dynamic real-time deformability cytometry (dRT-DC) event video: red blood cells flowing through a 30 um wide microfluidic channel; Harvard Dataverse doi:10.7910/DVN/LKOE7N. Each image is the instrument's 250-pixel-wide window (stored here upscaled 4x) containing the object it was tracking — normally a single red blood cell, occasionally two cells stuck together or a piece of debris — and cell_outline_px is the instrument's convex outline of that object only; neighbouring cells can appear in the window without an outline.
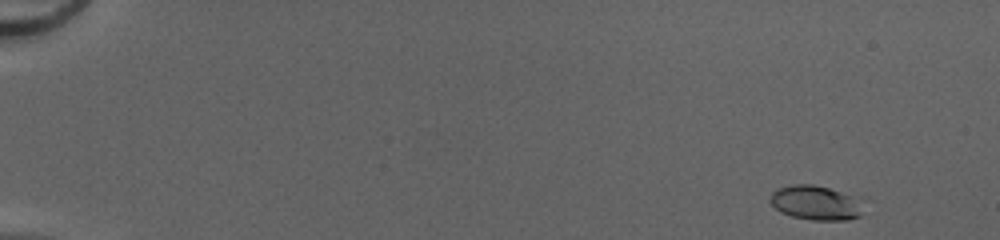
{"species": "common noctule bat (a hibernating species)", "species_latin": "Nyctalus noctula", "temperature_condition": "cold", "stored_images_in_passage": 48, "camera_frame_rate_fps": 3000, "um_per_image_px": 0.085, "animal": {"sex": "female", "body_mass_g": 20.0, "forearm_length_mm": 54.0}, "frame": {"image": 1, "passage_image": 1, "time_ms": 0.0, "image_size_px": [1000, 240], "cell_outline_px": [[860, 216], [848, 220], [812, 220], [792, 216], [780, 212], [768, 200], [772, 192], [776, 188], [792, 184], [812, 184], [828, 188], [852, 196]], "centroid_in_image_um": [69.17, 17.23], "position_along_channel_um": 15.8, "area_um2": 18.09}}
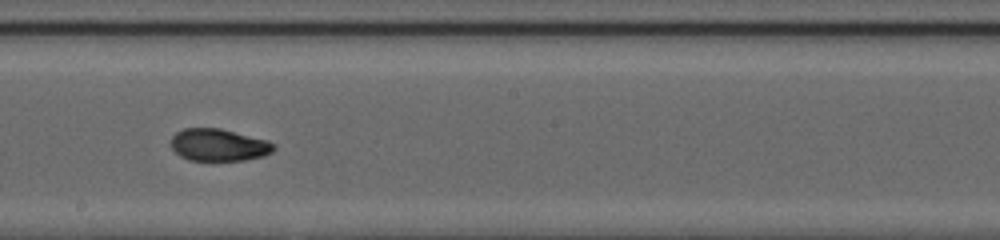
{"frame": {"image": 2, "passage_image": 28, "time_ms": 9.0, "image_size_px": [1000, 240], "cell_outline_px": [[276, 148], [272, 152], [264, 156], [244, 160], [188, 160], [180, 156], [172, 148], [172, 136], [176, 132], [184, 128], [220, 128], [268, 140], [276, 144]], "centroid_in_image_um": [18.62, 12.32], "position_along_channel_um": 229.6, "area_um2": 19.36}}
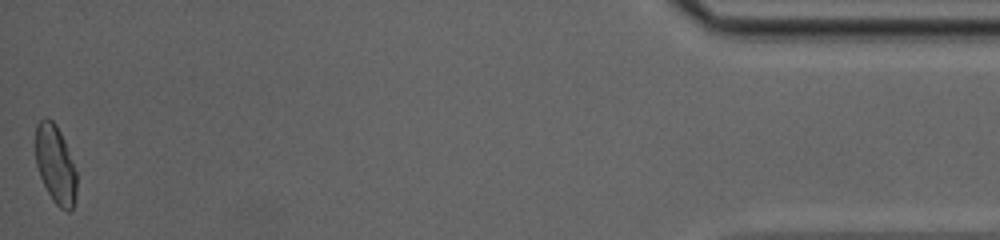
{"frame": {"image": 3, "passage_image": 48, "time_ms": 15.667, "image_size_px": [1000, 240], "cell_outline_px": [[76, 192], [72, 208], [68, 212], [60, 208], [52, 200], [40, 176], [36, 164], [36, 124], [44, 116], [52, 120], [56, 124], [64, 140], [76, 172]], "centroid_in_image_um": [4.7, 13.97], "position_along_channel_um": 430.5, "area_um2": 18.55}, "authors_computed_cell_mechanics": {"area_um2": 19.2763, "velocity_mm_per_s": 4.2024, "shape_relaxation_time_tau1_ms": 6.6774, "shape_relaxation_time_tau2_ms": 1.2926, "deformation_change_tau1": 0.2259, "deformation_change_tau2": 0.0522}}